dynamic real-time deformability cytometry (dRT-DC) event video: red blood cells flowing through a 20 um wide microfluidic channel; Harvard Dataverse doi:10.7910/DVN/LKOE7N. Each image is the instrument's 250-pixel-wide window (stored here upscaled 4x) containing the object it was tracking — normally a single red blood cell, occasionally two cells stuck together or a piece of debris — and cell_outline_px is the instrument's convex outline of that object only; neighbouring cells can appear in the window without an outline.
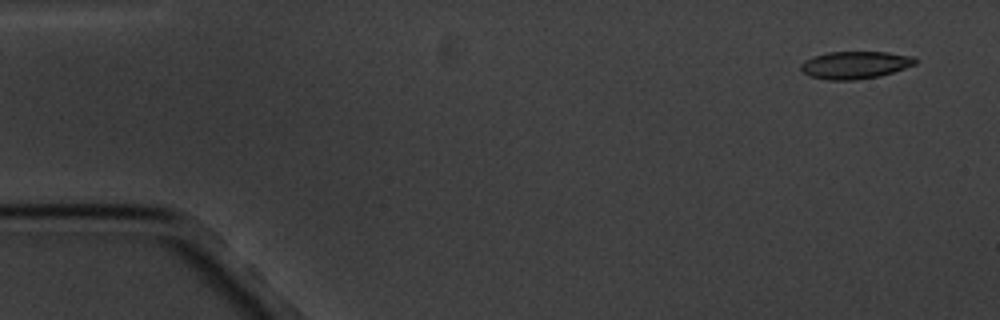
{"species": "common noctule bat (a hibernating species)", "species_latin": "Nyctalus noctula", "temperature_condition": "cold", "stored_images_in_passage": 4, "camera_frame_rate_fps": 3000, "um_per_image_px": 0.085, "animal": {"sex": "male", "body_mass_g": 20.1, "forearm_length_mm": 53.5}, "frame": {"image": 1, "passage_image": 1, "time_ms": 0.0, "image_size_px": [1000, 320], "cell_outline_px": [[916, 64], [880, 76], [856, 80], [828, 80], [808, 76], [800, 68], [800, 64], [804, 60], [828, 52], [888, 52], [912, 56], [916, 60]], "centroid_in_image_um": [72.66, 5.53], "position_along_channel_um": 12.3, "area_um2": 18.26}}
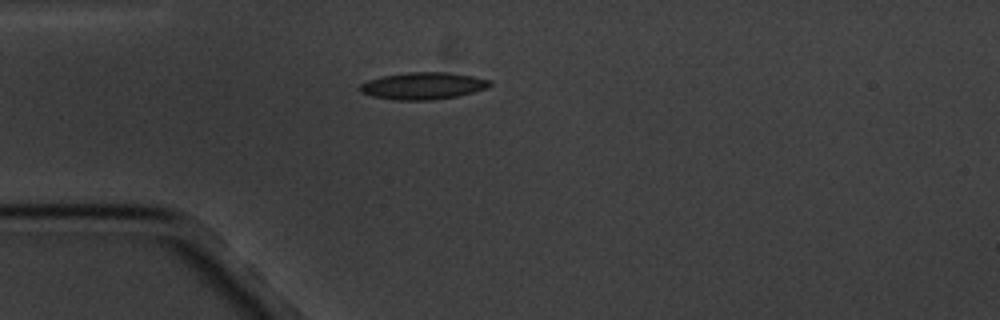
{"frame": {"image": 2, "passage_image": 4, "time_ms": 4.0, "image_size_px": [1000, 320], "cell_outline_px": [[492, 84], [484, 88], [472, 92], [456, 96], [432, 100], [396, 100], [372, 96], [360, 92], [360, 84], [368, 80], [380, 76], [408, 72], [448, 72], [472, 76], [492, 80]], "centroid_in_image_um": [35.93, 7.29], "position_along_channel_um": 49.1, "area_um2": 20.4}}